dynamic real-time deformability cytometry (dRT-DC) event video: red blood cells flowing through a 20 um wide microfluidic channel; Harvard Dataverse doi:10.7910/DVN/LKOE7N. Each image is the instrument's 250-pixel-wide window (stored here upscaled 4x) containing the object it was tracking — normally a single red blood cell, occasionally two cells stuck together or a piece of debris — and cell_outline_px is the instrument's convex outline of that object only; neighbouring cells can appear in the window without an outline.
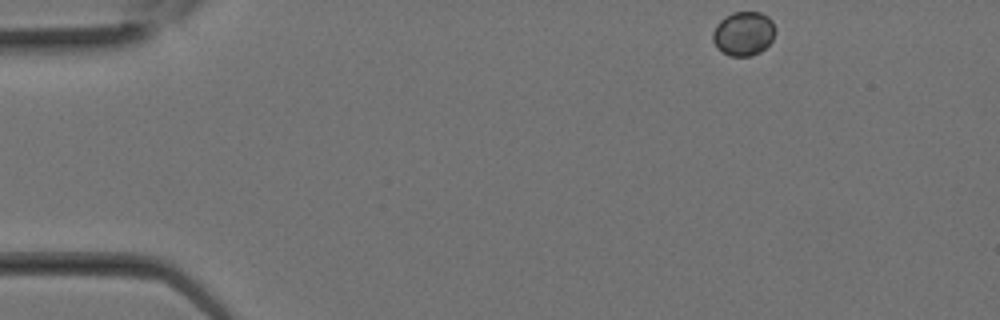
{"species": "Egyptian fruit bat (a non-hibernating species)", "species_latin": "Rousettus aegyptiacus", "temperature_condition": "room temperature", "stored_images_in_passage": 11, "camera_frame_rate_fps": 3000, "um_per_image_px": 0.085, "animal": {"sex": "female"}, "frame": {"image": 1, "passage_image": 1, "time_ms": 0.0, "image_size_px": [1000, 320], "cell_outline_px": [[776, 32], [772, 40], [760, 52], [752, 56], [732, 56], [716, 48], [712, 40], [712, 32], [716, 24], [724, 16], [732, 12], [760, 12], [768, 16], [772, 20], [776, 28]], "centroid_in_image_um": [63.2, 2.84], "position_along_channel_um": 21.8, "area_um2": 16.3}}
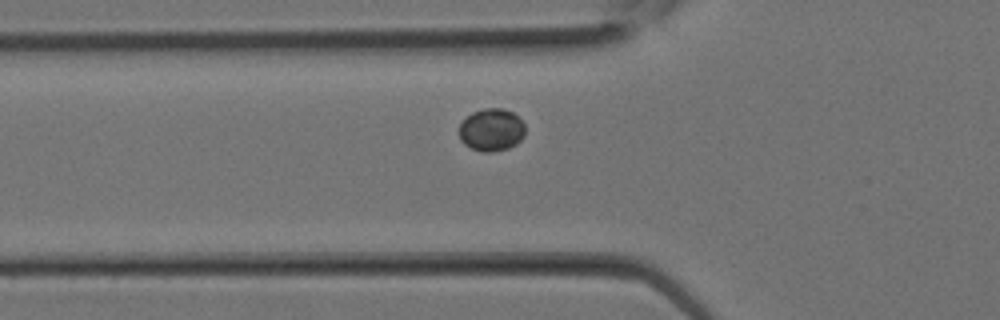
{"frame": {"image": 2, "passage_image": 7, "time_ms": 2.0, "image_size_px": [1000, 320], "cell_outline_px": [[524, 136], [516, 144], [508, 148], [492, 152], [484, 152], [472, 148], [464, 144], [460, 140], [460, 124], [472, 112], [484, 108], [504, 108], [512, 112], [524, 124]], "centroid_in_image_um": [41.78, 11.03], "position_along_channel_um": 84.0, "area_um2": 16.24}}
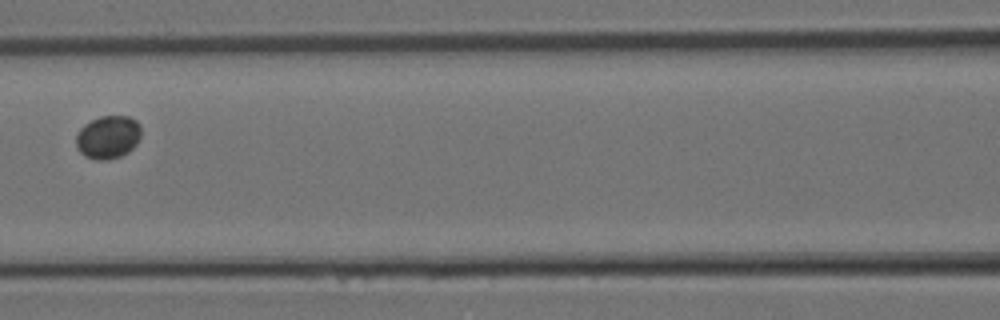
{"frame": {"image": 3, "passage_image": 10, "time_ms": 3.0, "image_size_px": [1000, 320], "cell_outline_px": [[140, 136], [136, 144], [128, 152], [120, 156], [108, 160], [96, 160], [84, 156], [76, 148], [76, 136], [80, 128], [84, 124], [100, 116], [128, 116], [136, 120], [140, 124]], "centroid_in_image_um": [9.17, 11.66], "position_along_channel_um": 157.4, "area_um2": 16.42}}